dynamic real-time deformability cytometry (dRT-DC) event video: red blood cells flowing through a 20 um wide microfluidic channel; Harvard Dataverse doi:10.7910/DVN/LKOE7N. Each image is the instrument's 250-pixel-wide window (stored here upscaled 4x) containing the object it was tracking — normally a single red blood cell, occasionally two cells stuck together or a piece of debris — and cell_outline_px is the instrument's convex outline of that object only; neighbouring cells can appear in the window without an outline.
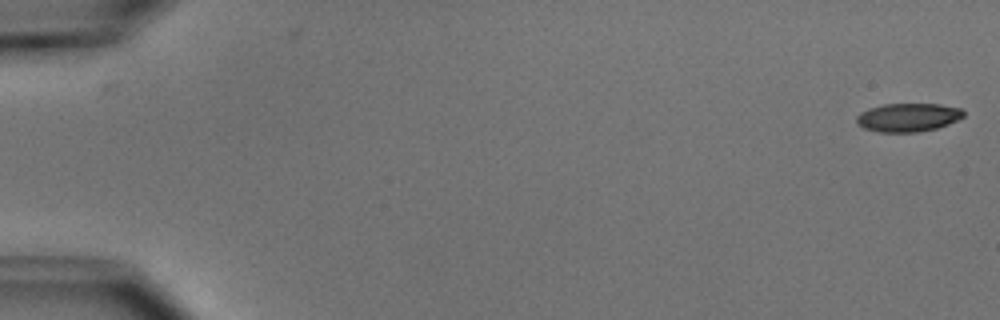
{"species": "common noctule bat (a hibernating species)", "species_latin": "Nyctalus noctula", "temperature_condition": "cold", "stored_images_in_passage": 53, "camera_frame_rate_fps": 3000, "um_per_image_px": 0.085, "animal": {"sex": "male", "body_mass_g": 15.6}, "frame": {"image": 1, "passage_image": 1, "time_ms": 0.0, "image_size_px": [1000, 320], "cell_outline_px": [[964, 116], [948, 124], [936, 128], [916, 132], [880, 132], [864, 128], [856, 124], [856, 116], [860, 112], [868, 108], [884, 104], [940, 104], [960, 108], [964, 112]], "centroid_in_image_um": [77.15, 9.97], "position_along_channel_um": 7.9, "area_um2": 17.74}}
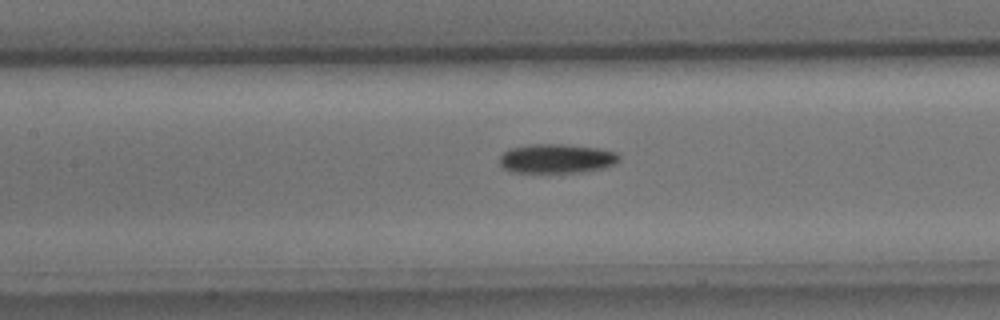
{"frame": {"image": 2, "passage_image": 25, "time_ms": 8.0, "image_size_px": [1000, 320], "cell_outline_px": [[620, 160], [616, 164], [604, 168], [584, 172], [508, 172], [500, 164], [500, 156], [504, 152], [512, 148], [532, 144], [564, 144], [600, 148], [616, 152], [620, 156]], "centroid_in_image_um": [47.36, 13.48], "position_along_channel_um": 160.0, "area_um2": 20.52}}
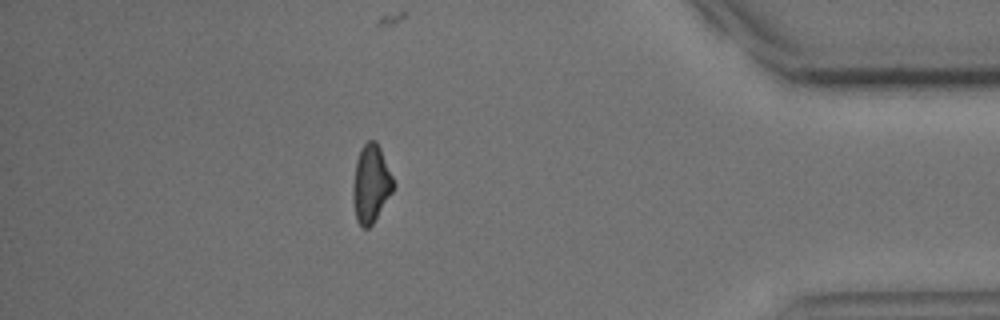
{"frame": {"image": 3, "passage_image": 47, "time_ms": 15.333, "image_size_px": [1000, 320], "cell_outline_px": [[396, 184], [392, 192], [372, 224], [368, 228], [364, 228], [356, 220], [352, 196], [352, 184], [356, 160], [360, 148], [368, 140], [376, 140], [380, 148]], "centroid_in_image_um": [31.52, 15.6], "position_along_channel_um": 403.7, "area_um2": 18.38}, "authors_computed_cell_mechanics": {"area_um2": 18.9584, "velocity_mm_per_s": 3.8233, "shape_relaxation_time_tau1_ms": 3.3884, "shape_relaxation_time_tau2_ms": null, "deformation_change_tau1": 0.136, "deformation_change_tau2": null}}